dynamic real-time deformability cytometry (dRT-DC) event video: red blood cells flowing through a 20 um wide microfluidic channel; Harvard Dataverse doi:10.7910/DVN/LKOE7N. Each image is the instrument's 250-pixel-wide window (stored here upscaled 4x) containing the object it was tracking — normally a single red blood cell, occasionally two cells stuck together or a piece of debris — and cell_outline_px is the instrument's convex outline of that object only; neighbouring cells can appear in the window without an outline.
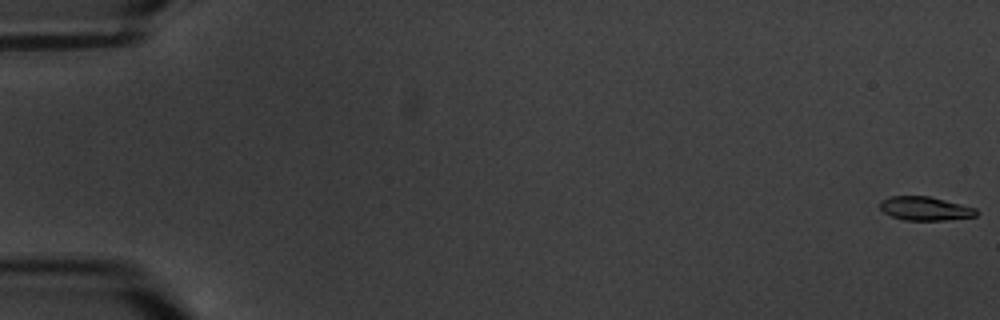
{"species": "common noctule bat (a hibernating species)", "species_latin": "Nyctalus noctula", "temperature_condition": "warm", "stored_images_in_passage": 6, "camera_frame_rate_fps": 3000, "um_per_image_px": 0.085, "animal": {"sex": "male", "body_mass_g": 20.1, "forearm_length_mm": 53.5}, "frame": {"image": 1, "passage_image": 1, "time_ms": 0.0, "image_size_px": [1000, 320], "cell_outline_px": [[980, 212], [976, 216], [944, 220], [904, 220], [892, 216], [884, 212], [880, 208], [880, 200], [892, 196], [928, 196], [976, 208]], "centroid_in_image_um": [78.64, 17.73], "position_along_channel_um": 6.4, "area_um2": 13.24}}
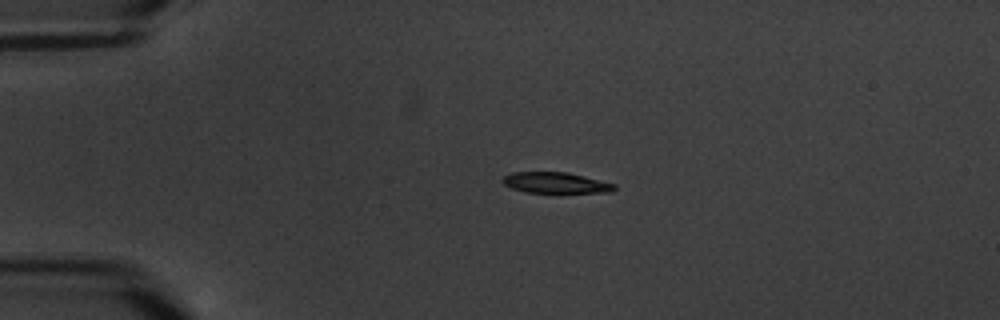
{"frame": {"image": 2, "passage_image": 5, "time_ms": 4.667, "image_size_px": [1000, 320], "cell_outline_px": [[616, 188], [612, 192], [524, 192], [512, 188], [504, 184], [500, 180], [504, 176], [512, 172], [568, 172], [616, 184]], "centroid_in_image_um": [47.22, 15.53], "position_along_channel_um": 37.8, "area_um2": 13.53}}